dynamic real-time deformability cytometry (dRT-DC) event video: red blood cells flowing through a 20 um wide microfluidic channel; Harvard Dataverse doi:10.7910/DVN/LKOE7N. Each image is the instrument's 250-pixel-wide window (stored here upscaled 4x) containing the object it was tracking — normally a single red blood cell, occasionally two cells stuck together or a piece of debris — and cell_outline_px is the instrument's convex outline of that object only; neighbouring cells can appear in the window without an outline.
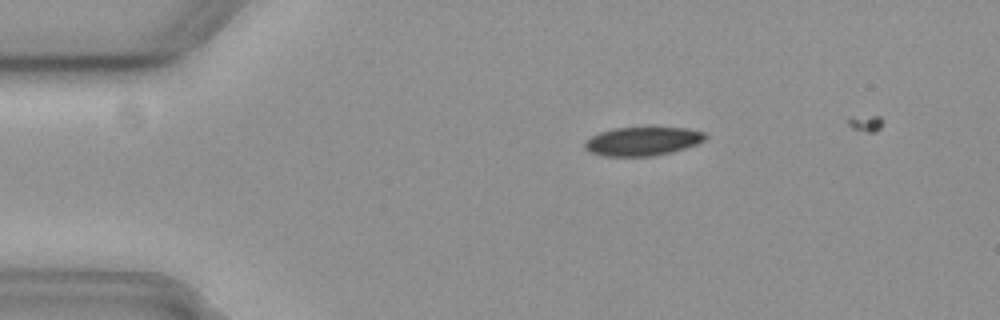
{"species": "common noctule bat (a hibernating species)", "species_latin": "Nyctalus noctula", "temperature_condition": "cold", "stored_images_in_passage": 42, "camera_frame_rate_fps": 3000, "um_per_image_px": 0.085, "animal": {"sex": "female", "body_mass_g": 19.3, "forearm_length_mm": 54.1}, "frame": {"image": 1, "passage_image": 3, "time_ms": 0.667, "image_size_px": [1000, 320], "cell_outline_px": [[708, 136], [704, 140], [696, 144], [672, 152], [652, 156], [604, 156], [588, 152], [584, 148], [584, 144], [592, 136], [600, 132], [616, 128], [684, 128], [704, 132]], "centroid_in_image_um": [54.61, 12.02], "position_along_channel_um": 30.4, "area_um2": 19.94}}
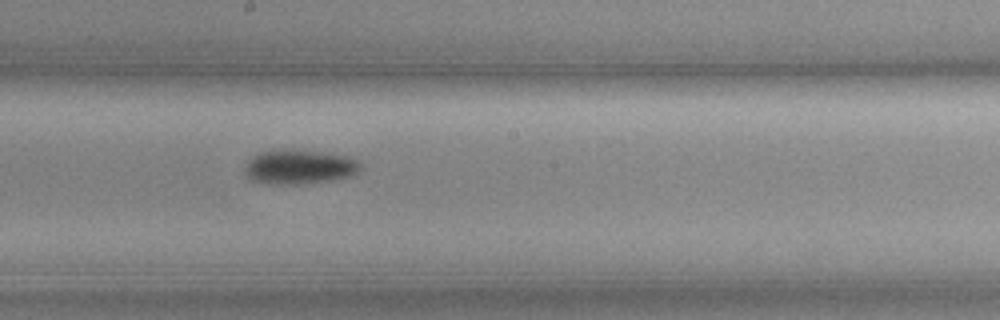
{"frame": {"image": 2, "passage_image": 23, "time_ms": 7.333, "image_size_px": [1000, 320], "cell_outline_px": [[360, 168], [356, 172], [348, 176], [328, 180], [296, 184], [276, 184], [252, 180], [248, 176], [244, 168], [248, 160], [252, 156], [260, 152], [272, 148], [292, 148], [328, 152], [348, 156], [356, 160], [360, 164]], "centroid_in_image_um": [25.4, 14.13], "position_along_channel_um": 222.8, "area_um2": 23.35}}
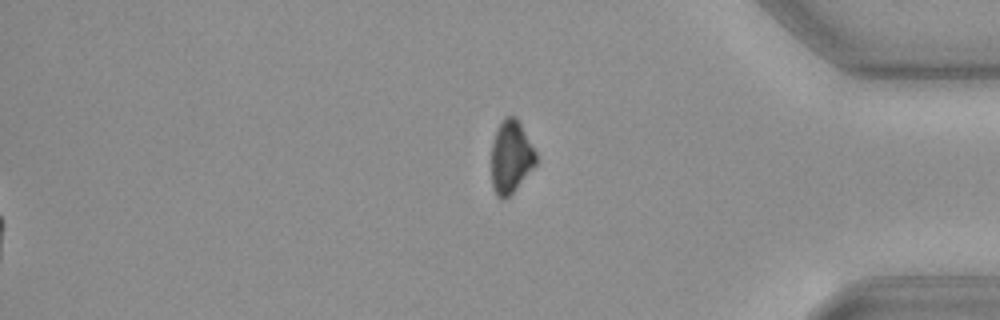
{"frame": {"image": 3, "passage_image": 39, "time_ms": 12.667, "image_size_px": [1000, 320], "cell_outline_px": [[536, 164], [516, 188], [504, 200], [500, 200], [496, 196], [492, 188], [492, 140], [504, 116], [516, 116], [536, 152]], "centroid_in_image_um": [43.41, 13.35], "position_along_channel_um": 391.8, "area_um2": 18.79}}